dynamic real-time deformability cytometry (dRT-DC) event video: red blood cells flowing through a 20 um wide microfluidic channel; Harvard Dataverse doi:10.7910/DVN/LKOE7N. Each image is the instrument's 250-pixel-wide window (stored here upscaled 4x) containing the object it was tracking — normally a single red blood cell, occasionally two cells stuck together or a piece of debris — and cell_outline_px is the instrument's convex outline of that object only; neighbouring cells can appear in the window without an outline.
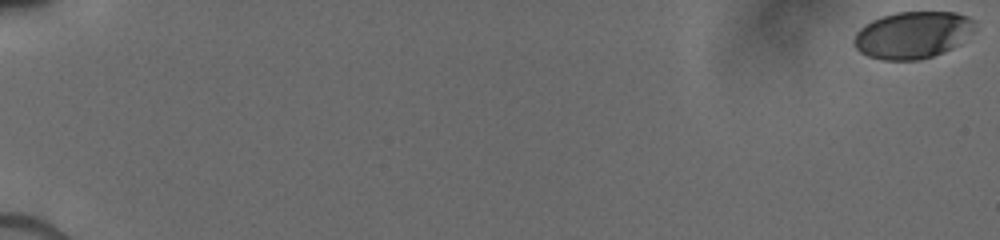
{"species": "human", "species_latin": "Homo sapiens", "temperature_condition": "cold", "stored_images_in_passage": 29, "camera_frame_rate_fps": 3000, "um_per_image_px": 0.085, "donor": {"sex": "male"}, "frame": {"image": 1, "passage_image": 1, "time_ms": 0.0, "image_size_px": [1000, 240], "cell_outline_px": [[976, 28], [952, 48], [944, 52], [920, 60], [880, 60], [868, 56], [860, 52], [856, 48], [852, 40], [856, 32], [860, 28], [872, 20], [896, 12], [956, 12], [968, 16], [972, 20]], "centroid_in_image_um": [77.54, 2.97], "position_along_channel_um": 7.5, "area_um2": 33.0}}
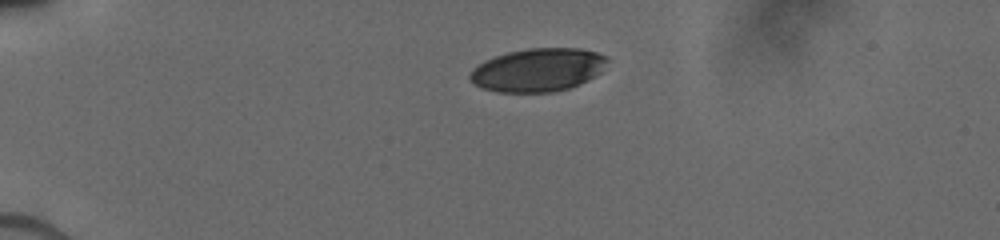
{"frame": {"image": 2, "passage_image": 21, "time_ms": 4.667, "image_size_px": [1000, 240], "cell_outline_px": [[608, 60], [600, 72], [596, 76], [580, 84], [568, 88], [552, 92], [496, 92], [472, 84], [468, 80], [468, 76], [472, 68], [484, 60], [508, 52], [528, 48], [580, 48], [596, 52], [608, 56]], "centroid_in_image_um": [45.7, 5.94], "position_along_channel_um": 39.3, "area_um2": 34.85}}